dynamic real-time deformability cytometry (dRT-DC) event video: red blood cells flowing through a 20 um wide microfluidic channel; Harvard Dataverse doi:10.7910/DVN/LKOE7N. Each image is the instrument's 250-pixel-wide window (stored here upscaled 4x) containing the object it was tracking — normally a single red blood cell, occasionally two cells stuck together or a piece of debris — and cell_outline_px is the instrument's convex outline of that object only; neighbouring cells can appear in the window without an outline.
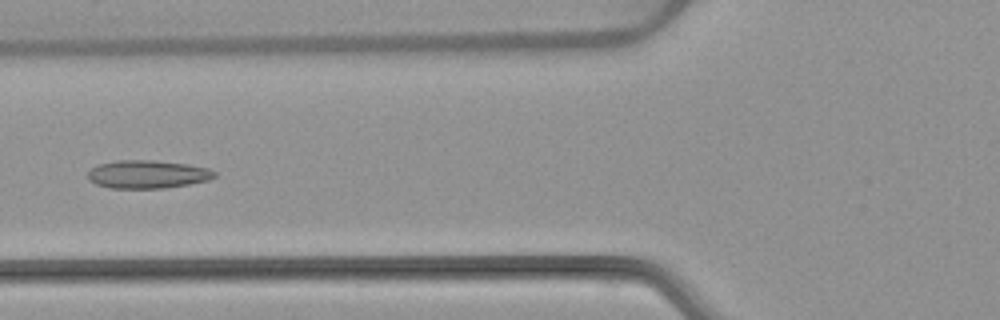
{"species": "common noctule bat (a hibernating species)", "species_latin": "Nyctalus noctula", "temperature_condition": "warm", "stored_images_in_passage": 6, "camera_frame_rate_fps": 3000, "um_per_image_px": 0.085, "animal": {"sex": "female", "body_mass_g": 22.7, "forearm_length_mm": 54.2}, "frame": {"image": 1, "passage_image": 6, "time_ms": 6.0, "image_size_px": [1000, 320], "cell_outline_px": [[216, 176], [208, 180], [188, 184], [164, 188], [112, 188], [96, 184], [88, 180], [88, 172], [92, 168], [100, 164], [116, 160], [156, 160], [188, 164], [208, 168], [216, 172]], "centroid_in_image_um": [12.54, 14.81], "position_along_channel_um": 113.3, "area_um2": 20.75}}